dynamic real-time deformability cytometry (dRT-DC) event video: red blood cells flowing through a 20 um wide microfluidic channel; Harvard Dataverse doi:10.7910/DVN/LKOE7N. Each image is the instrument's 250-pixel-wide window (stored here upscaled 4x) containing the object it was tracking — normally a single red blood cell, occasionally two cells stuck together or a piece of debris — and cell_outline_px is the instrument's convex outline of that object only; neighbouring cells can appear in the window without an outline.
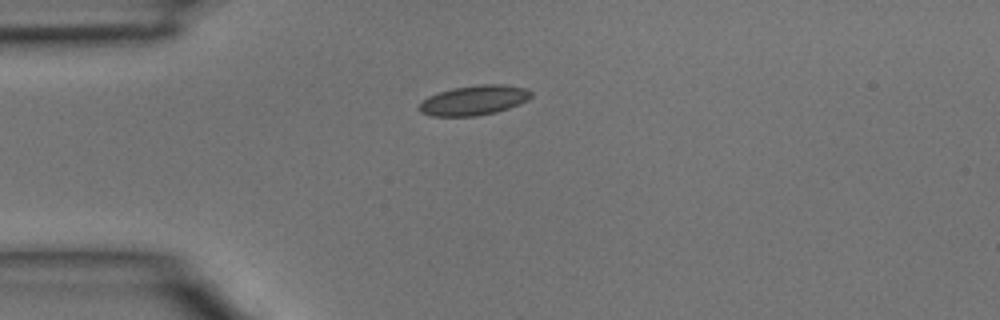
{"species": "common noctule bat (a hibernating species)", "species_latin": "Nyctalus noctula", "temperature_condition": "room temperature", "stored_images_in_passage": 1, "camera_frame_rate_fps": 3000, "um_per_image_px": 0.085, "animal": {"sex": "male", "body_mass_g": 15.6}, "frame": {"image": 1, "passage_image": 1, "time_ms": 0.0, "image_size_px": [1000, 320], "cell_outline_px": [[532, 96], [528, 100], [520, 104], [496, 112], [476, 116], [432, 116], [420, 112], [420, 104], [428, 96], [452, 88], [476, 84], [504, 84], [524, 88], [532, 92]], "centroid_in_image_um": [40.32, 8.51], "position_along_channel_um": 44.7, "area_um2": 19.42}}